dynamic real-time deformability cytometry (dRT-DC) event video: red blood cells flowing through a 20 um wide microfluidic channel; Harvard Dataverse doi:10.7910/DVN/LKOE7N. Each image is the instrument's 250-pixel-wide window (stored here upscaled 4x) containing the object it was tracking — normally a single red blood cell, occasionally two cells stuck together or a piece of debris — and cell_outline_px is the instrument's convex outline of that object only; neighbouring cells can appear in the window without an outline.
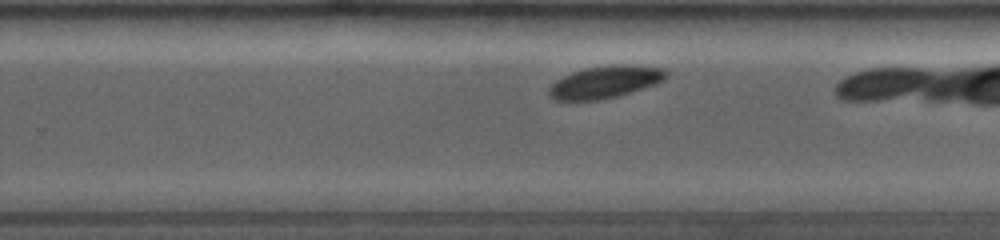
{"species": "common noctule bat (a hibernating species)", "species_latin": "Nyctalus noctula", "temperature_condition": "room temperature", "stored_images_in_passage": 25, "camera_frame_rate_fps": 4000, "um_per_image_px": 0.085, "animal": {"sex": "female", "body_mass_g": 19.0, "forearm_length_mm": 53.3}, "frame": {"image": 1, "passage_image": 15, "time_ms": 5.5, "image_size_px": [1000, 240], "cell_outline_px": [[668, 76], [664, 80], [616, 96], [600, 100], [556, 100], [548, 96], [548, 88], [556, 80], [572, 72], [588, 68], [608, 64], [636, 64], [664, 68], [668, 72]], "centroid_in_image_um": [51.43, 6.94], "position_along_channel_um": 278.4, "area_um2": 21.96}, "authors_computed_cell_mechanics": {"area_um2": 21.9062, "velocity_mm_per_s": 3.9146, "shape_relaxation_time_tau1_ms": 0.9628, "shape_relaxation_time_tau2_ms": null, "deformation_change_tau1": 0.0328, "deformation_change_tau2": null}}